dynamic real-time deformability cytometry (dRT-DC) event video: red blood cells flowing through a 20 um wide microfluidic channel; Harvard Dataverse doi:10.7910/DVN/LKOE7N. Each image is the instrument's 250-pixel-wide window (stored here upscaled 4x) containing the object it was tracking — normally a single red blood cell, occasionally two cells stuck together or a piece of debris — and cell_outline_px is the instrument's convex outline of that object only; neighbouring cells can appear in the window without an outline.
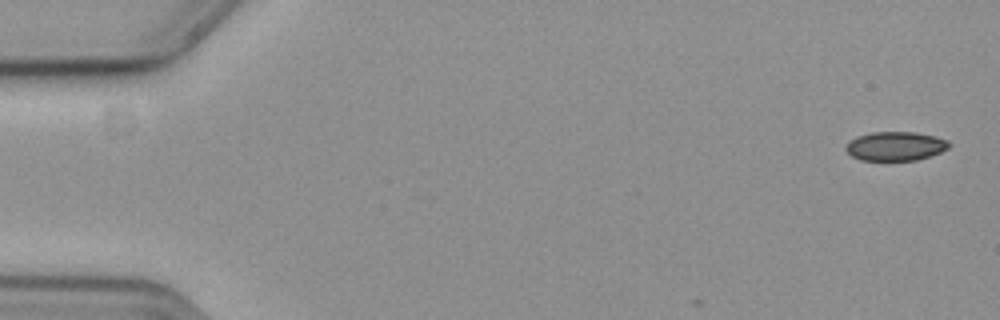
{"species": "common noctule bat (a hibernating species)", "species_latin": "Nyctalus noctula", "temperature_condition": "cold", "stored_images_in_passage": 5, "camera_frame_rate_fps": 3000, "um_per_image_px": 0.085, "animal": {"sex": "female", "body_mass_g": 19.3, "forearm_length_mm": 54.1}, "frame": {"image": 1, "passage_image": 1, "time_ms": 0.0, "image_size_px": [1000, 320], "cell_outline_px": [[952, 144], [948, 148], [940, 152], [916, 160], [860, 160], [852, 156], [844, 148], [848, 140], [856, 136], [872, 132], [916, 132], [936, 136], [948, 140]], "centroid_in_image_um": [76.1, 12.41], "position_along_channel_um": 8.9, "area_um2": 17.57}}